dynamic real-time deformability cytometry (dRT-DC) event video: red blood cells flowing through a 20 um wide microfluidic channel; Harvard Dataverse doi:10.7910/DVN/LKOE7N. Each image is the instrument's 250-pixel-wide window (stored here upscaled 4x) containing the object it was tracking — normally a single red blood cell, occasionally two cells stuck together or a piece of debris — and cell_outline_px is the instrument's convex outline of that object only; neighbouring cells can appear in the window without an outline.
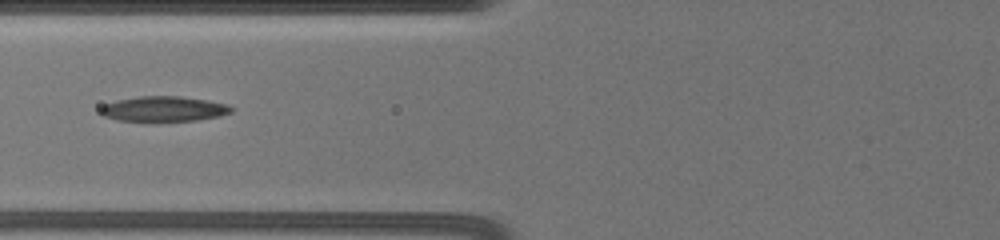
{"species": "common noctule bat (a hibernating species)", "species_latin": "Nyctalus noctula", "temperature_condition": "warm", "stored_images_in_passage": 12, "camera_frame_rate_fps": 3000, "um_per_image_px": 0.085, "animal": {"sex": "female", "body_mass_g": 19.5, "forearm_length_mm": 54.1}, "frame": {"image": 1, "passage_image": 3, "time_ms": 2.333, "image_size_px": [1000, 240], "cell_outline_px": [[236, 108], [232, 112], [220, 116], [196, 120], [160, 124], [148, 124], [116, 120], [104, 116], [96, 112], [104, 104], [116, 100], [140, 96], [180, 96], [228, 104]], "centroid_in_image_um": [13.86, 9.31], "position_along_channel_um": 111.9, "area_um2": 20.4}}
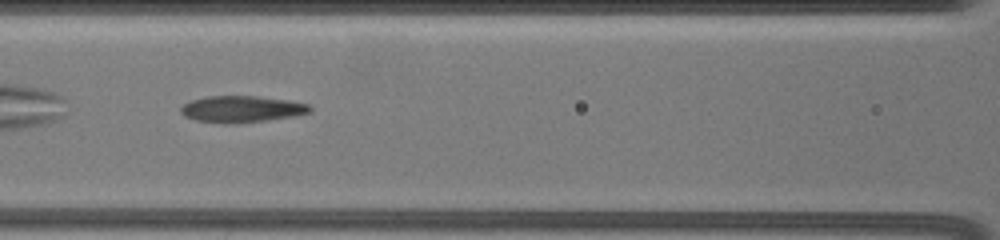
{"frame": {"image": 2, "passage_image": 4, "time_ms": 3.333, "image_size_px": [1000, 240], "cell_outline_px": [[312, 112], [296, 116], [268, 120], [236, 124], [224, 124], [196, 120], [184, 116], [180, 112], [180, 108], [184, 104], [192, 100], [208, 96], [256, 96], [288, 100], [308, 104], [312, 108]], "centroid_in_image_um": [20.56, 9.28], "position_along_channel_um": 146.0, "area_um2": 20.17}}
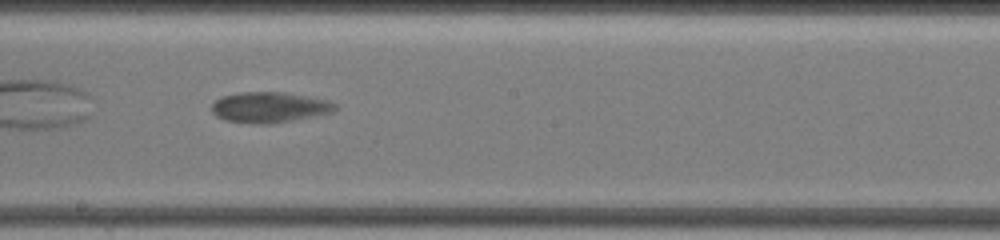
{"frame": {"image": 3, "passage_image": 6, "time_ms": 5.667, "image_size_px": [1000, 240], "cell_outline_px": [[336, 108], [332, 112], [272, 124], [252, 124], [224, 120], [216, 116], [212, 112], [212, 104], [216, 100], [224, 96], [240, 92], [284, 92], [328, 100], [336, 104]], "centroid_in_image_um": [22.87, 9.13], "position_along_channel_um": 225.3, "area_um2": 21.91}}